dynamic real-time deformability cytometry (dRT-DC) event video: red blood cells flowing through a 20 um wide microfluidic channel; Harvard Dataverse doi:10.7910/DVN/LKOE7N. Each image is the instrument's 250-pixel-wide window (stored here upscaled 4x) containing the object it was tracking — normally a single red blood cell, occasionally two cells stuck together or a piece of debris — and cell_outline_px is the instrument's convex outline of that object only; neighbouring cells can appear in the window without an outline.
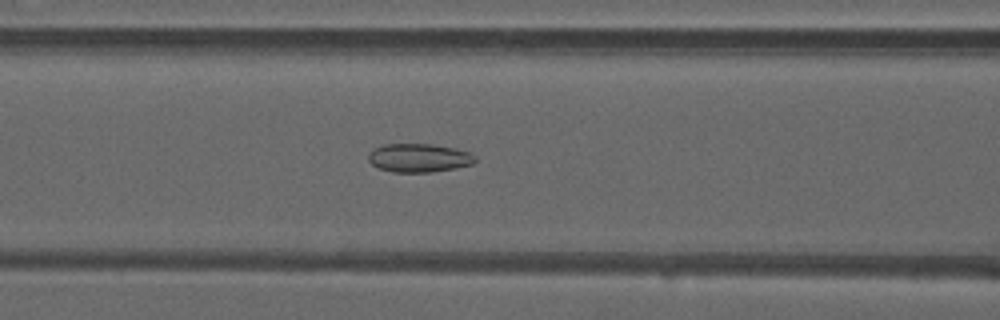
{"species": "common noctule bat (a hibernating species)", "species_latin": "Nyctalus noctula", "temperature_condition": "warm", "stored_images_in_passage": 34, "camera_frame_rate_fps": 3000, "um_per_image_px": 0.085, "animal": {"sex": "male", "forearm_length_mm": 52.5}, "frame": {"image": 1, "passage_image": 5, "time_ms": 1.333, "image_size_px": [1000, 320], "cell_outline_px": [[476, 160], [472, 164], [456, 168], [432, 172], [392, 172], [376, 168], [368, 160], [368, 152], [372, 148], [384, 144], [432, 144], [456, 148], [472, 152], [476, 156]], "centroid_in_image_um": [35.6, 13.41], "position_along_channel_um": 131.0, "area_um2": 18.15}}
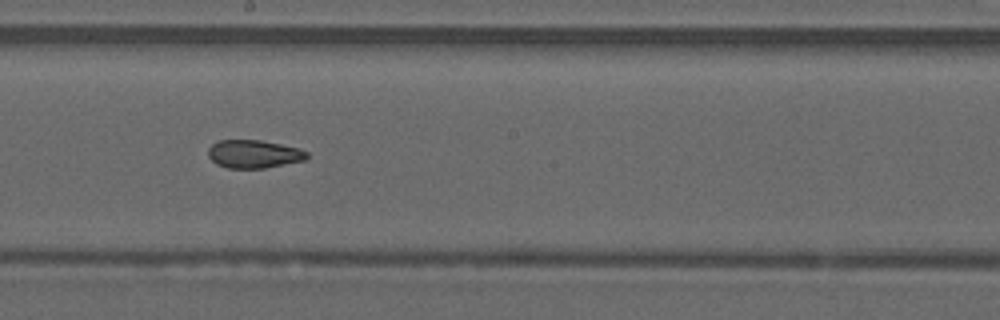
{"frame": {"image": 2, "passage_image": 12, "time_ms": 3.667, "image_size_px": [1000, 320], "cell_outline_px": [[308, 156], [304, 160], [264, 168], [228, 168], [216, 164], [208, 156], [208, 148], [212, 144], [220, 140], [260, 140], [300, 148], [308, 152]], "centroid_in_image_um": [21.56, 13.09], "position_along_channel_um": 226.6, "area_um2": 16.13}}
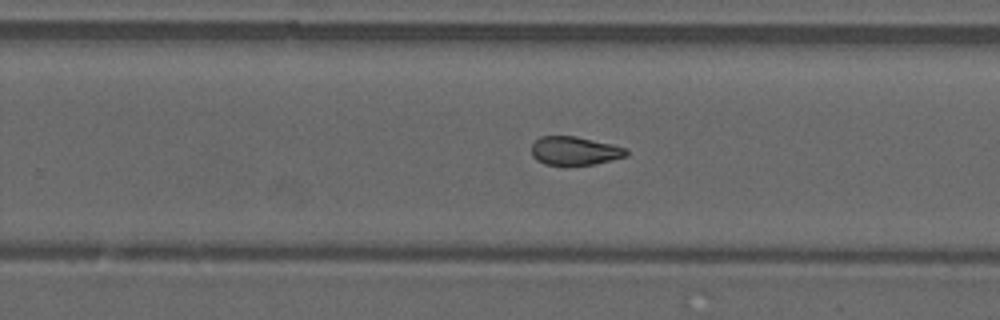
{"frame": {"image": 3, "passage_image": 16, "time_ms": 5.0, "image_size_px": [1000, 320], "cell_outline_px": [[628, 156], [612, 160], [592, 164], [544, 164], [536, 160], [532, 156], [532, 144], [540, 136], [576, 136], [612, 144], [628, 148]], "centroid_in_image_um": [48.87, 12.81], "position_along_channel_um": 280.9, "area_um2": 15.72}}